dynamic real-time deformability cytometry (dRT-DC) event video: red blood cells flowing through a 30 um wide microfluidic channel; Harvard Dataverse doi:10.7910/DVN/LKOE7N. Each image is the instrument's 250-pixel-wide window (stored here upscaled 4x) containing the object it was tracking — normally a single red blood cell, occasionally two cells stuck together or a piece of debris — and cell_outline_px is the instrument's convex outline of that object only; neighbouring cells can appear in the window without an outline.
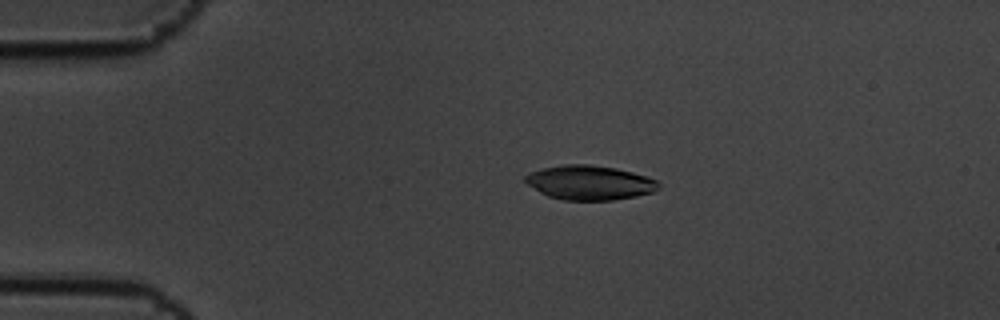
{"species": "common noctule bat (a hibernating species)", "species_latin": "Nyctalus noctula", "temperature_condition": "cold", "stored_images_in_passage": 10, "camera_frame_rate_fps": 3000, "um_per_image_px": 0.085, "animal": {"sex": "male", "body_mass_g": 19.5, "forearm_length_mm": 54.6}, "frame": {"image": 1, "passage_image": 3, "time_ms": 0.667, "image_size_px": [1000, 320], "cell_outline_px": [[660, 188], [652, 192], [636, 196], [612, 200], [564, 200], [548, 196], [540, 192], [528, 184], [524, 180], [524, 176], [528, 172], [544, 168], [564, 164], [588, 164], [616, 168], [632, 172], [656, 180], [660, 184]], "centroid_in_image_um": [50.1, 15.52], "position_along_channel_um": 34.9, "area_um2": 26.65}}
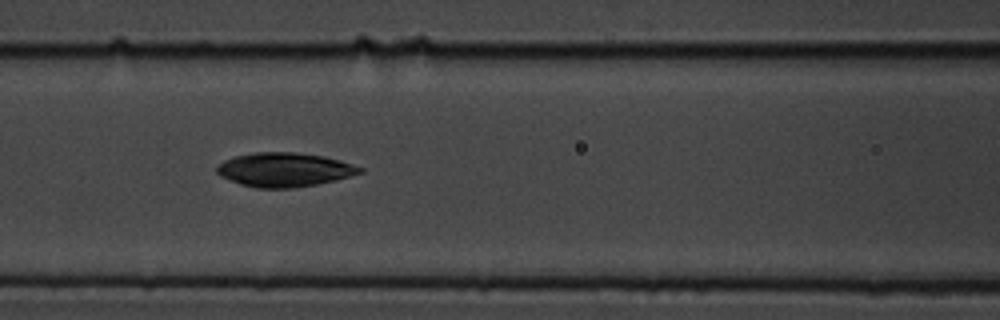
{"frame": {"image": 2, "passage_image": 7, "time_ms": 2.0, "image_size_px": [1000, 320], "cell_outline_px": [[364, 172], [316, 184], [292, 188], [256, 188], [240, 184], [220, 176], [216, 172], [216, 168], [224, 160], [236, 156], [256, 152], [292, 152], [324, 156], [340, 160], [364, 168]], "centroid_in_image_um": [24.16, 14.42], "position_along_channel_um": 142.4, "area_um2": 28.15}}
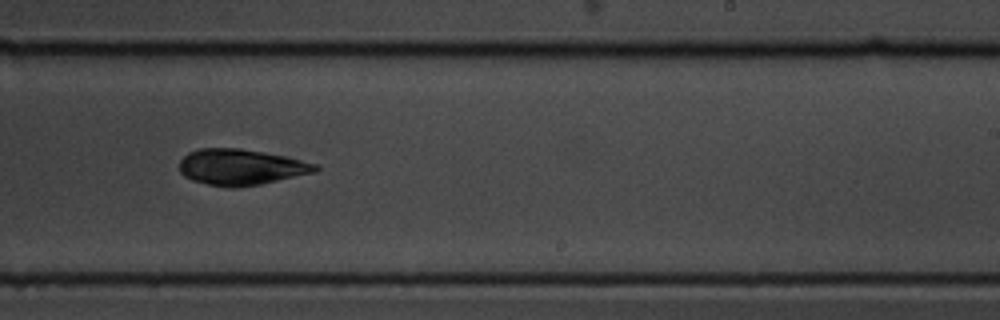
{"frame": {"image": 3, "passage_image": 10, "time_ms": 3.0, "image_size_px": [1000, 320], "cell_outline_px": [[320, 168], [316, 172], [260, 184], [236, 188], [228, 188], [208, 184], [192, 180], [184, 176], [180, 172], [180, 160], [188, 152], [200, 148], [240, 148], [284, 156], [320, 164]], "centroid_in_image_um": [20.49, 14.2], "position_along_channel_um": 268.5, "area_um2": 28.55}}